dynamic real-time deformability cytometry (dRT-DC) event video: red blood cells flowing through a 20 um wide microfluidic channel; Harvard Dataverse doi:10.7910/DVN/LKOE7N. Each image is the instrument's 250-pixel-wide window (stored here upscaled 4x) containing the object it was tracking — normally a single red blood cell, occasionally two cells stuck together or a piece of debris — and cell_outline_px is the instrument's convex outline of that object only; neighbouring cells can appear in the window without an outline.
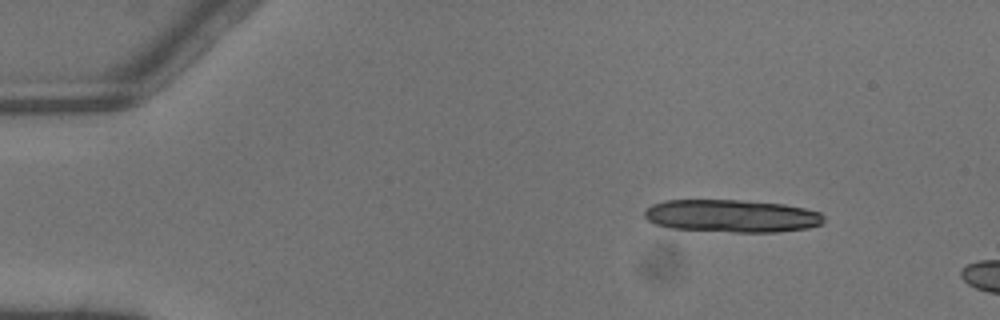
{"species": "common noctule bat (a hibernating species)", "species_latin": "Nyctalus noctula", "temperature_condition": "warm", "stored_images_in_passage": 3, "camera_frame_rate_fps": 3000, "um_per_image_px": 0.085, "animal": {"sex": "male", "body_mass_g": 13.3}, "frame": {"image": 1, "passage_image": 1, "time_ms": 0.0, "image_size_px": [1000, 320], "cell_outline_px": [[824, 220], [820, 224], [808, 228], [776, 232], [732, 232], [668, 228], [656, 224], [648, 220], [644, 216], [644, 208], [652, 204], [664, 200], [740, 200], [784, 204], [804, 208], [820, 212], [824, 216]], "centroid_in_image_um": [62.16, 18.35], "position_along_channel_um": 22.8, "area_um2": 34.33}}